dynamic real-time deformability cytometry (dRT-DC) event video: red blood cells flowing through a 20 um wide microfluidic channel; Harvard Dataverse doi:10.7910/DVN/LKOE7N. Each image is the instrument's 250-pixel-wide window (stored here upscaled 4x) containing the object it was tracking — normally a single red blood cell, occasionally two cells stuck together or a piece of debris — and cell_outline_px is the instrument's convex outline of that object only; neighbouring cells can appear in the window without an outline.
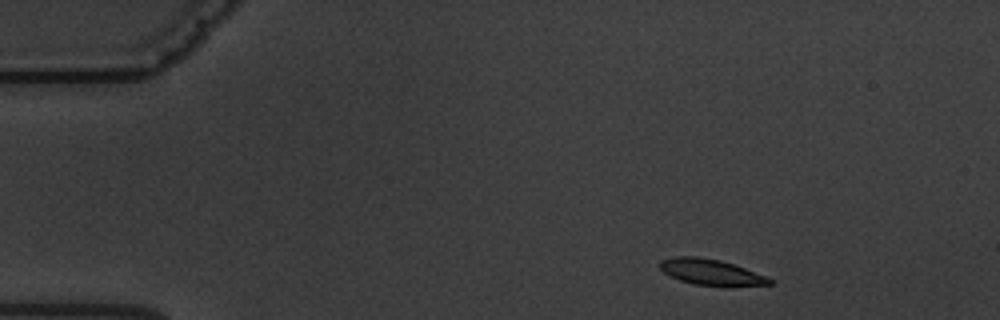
{"species": "common noctule bat (a hibernating species)", "species_latin": "Nyctalus noctula", "temperature_condition": "warm", "stored_images_in_passage": 13, "camera_frame_rate_fps": 3000, "um_per_image_px": 0.085, "animal": {"sex": "male", "body_mass_g": 19.5, "forearm_length_mm": 54.6}, "frame": {"image": 1, "passage_image": 1, "time_ms": 0.0, "image_size_px": [1000, 320], "cell_outline_px": [[772, 284], [724, 288], [692, 284], [680, 280], [664, 272], [660, 268], [660, 260], [672, 256], [696, 256], [720, 260], [768, 276], [772, 280]], "centroid_in_image_um": [60.47, 23.16], "position_along_channel_um": 24.5, "area_um2": 16.99}}
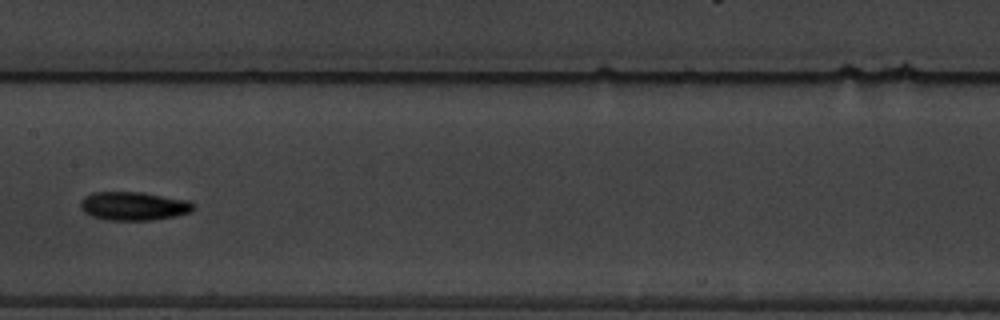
{"frame": {"image": 2, "passage_image": 6, "time_ms": 7.0, "image_size_px": [1000, 320], "cell_outline_px": [[196, 208], [188, 212], [176, 216], [148, 220], [108, 220], [92, 216], [84, 212], [80, 208], [80, 200], [84, 196], [92, 192], [144, 192], [188, 200]], "centroid_in_image_um": [11.32, 17.5], "position_along_channel_um": 196.1, "area_um2": 18.84}}
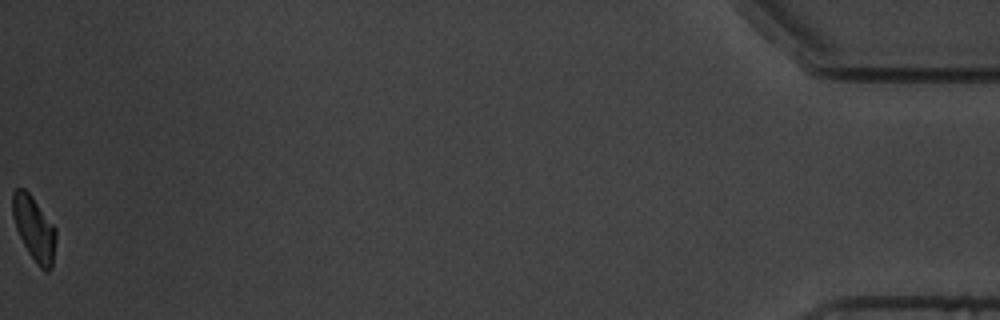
{"frame": {"image": 3, "passage_image": 13, "time_ms": 16.333, "image_size_px": [1000, 320], "cell_outline_px": [[56, 240], [52, 264], [48, 272], [44, 272], [36, 264], [28, 252], [16, 228], [12, 216], [12, 192], [16, 188], [24, 188], [32, 196], [56, 228]], "centroid_in_image_um": [2.9, 19.42], "position_along_channel_um": 432.3, "area_um2": 16.3}, "authors_computed_cell_mechanics": {"area_um2": 17.3978, "velocity_mm_per_s": 3.5675, "shape_relaxation_time_tau1_ms": 3.8615, "shape_relaxation_time_tau2_ms": null, "deformation_change_tau1": 0.1226, "deformation_change_tau2": null}}